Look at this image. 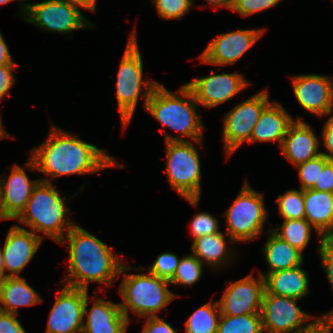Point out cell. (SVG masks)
Returning a JSON list of instances; mask_svg holds the SVG:
<instances>
[{
  "label": "cell",
  "instance_id": "1",
  "mask_svg": "<svg viewBox=\"0 0 333 333\" xmlns=\"http://www.w3.org/2000/svg\"><path fill=\"white\" fill-rule=\"evenodd\" d=\"M52 123L46 140L29 152L37 172L49 176L40 178L41 181L51 182L52 178L74 174H94L104 168H124L105 149Z\"/></svg>",
  "mask_w": 333,
  "mask_h": 333
},
{
  "label": "cell",
  "instance_id": "2",
  "mask_svg": "<svg viewBox=\"0 0 333 333\" xmlns=\"http://www.w3.org/2000/svg\"><path fill=\"white\" fill-rule=\"evenodd\" d=\"M58 244L69 249L67 275L59 285L88 290L90 282L108 287L119 278L122 255L118 257L112 247L78 224Z\"/></svg>",
  "mask_w": 333,
  "mask_h": 333
},
{
  "label": "cell",
  "instance_id": "3",
  "mask_svg": "<svg viewBox=\"0 0 333 333\" xmlns=\"http://www.w3.org/2000/svg\"><path fill=\"white\" fill-rule=\"evenodd\" d=\"M200 106L191 89L183 84L175 94L165 86L158 83L147 101L145 110L152 115L165 130L164 141H203L205 126L202 122ZM170 128L177 131L179 136H174L166 131Z\"/></svg>",
  "mask_w": 333,
  "mask_h": 333
},
{
  "label": "cell",
  "instance_id": "4",
  "mask_svg": "<svg viewBox=\"0 0 333 333\" xmlns=\"http://www.w3.org/2000/svg\"><path fill=\"white\" fill-rule=\"evenodd\" d=\"M66 198L52 182L39 180L25 208L14 220L29 227L41 239L46 236L59 243L75 224L68 215Z\"/></svg>",
  "mask_w": 333,
  "mask_h": 333
},
{
  "label": "cell",
  "instance_id": "5",
  "mask_svg": "<svg viewBox=\"0 0 333 333\" xmlns=\"http://www.w3.org/2000/svg\"><path fill=\"white\" fill-rule=\"evenodd\" d=\"M144 270L141 266L132 267L123 263L119 271V276H123L118 288L122 298L119 304L129 323L131 312L138 318L156 317L176 296L180 297L169 290L168 285L171 284L168 280L156 277L148 270L145 273ZM128 271H138L140 274Z\"/></svg>",
  "mask_w": 333,
  "mask_h": 333
},
{
  "label": "cell",
  "instance_id": "6",
  "mask_svg": "<svg viewBox=\"0 0 333 333\" xmlns=\"http://www.w3.org/2000/svg\"><path fill=\"white\" fill-rule=\"evenodd\" d=\"M135 30V31H134ZM129 35L128 43L119 64L116 87V100L123 130L129 126L135 114L138 100H143V108L154 87L159 83L152 78L144 80L142 54L139 49L137 32Z\"/></svg>",
  "mask_w": 333,
  "mask_h": 333
},
{
  "label": "cell",
  "instance_id": "7",
  "mask_svg": "<svg viewBox=\"0 0 333 333\" xmlns=\"http://www.w3.org/2000/svg\"><path fill=\"white\" fill-rule=\"evenodd\" d=\"M202 141L165 142V173L167 182L182 198L198 207L202 193V171L199 151Z\"/></svg>",
  "mask_w": 333,
  "mask_h": 333
},
{
  "label": "cell",
  "instance_id": "8",
  "mask_svg": "<svg viewBox=\"0 0 333 333\" xmlns=\"http://www.w3.org/2000/svg\"><path fill=\"white\" fill-rule=\"evenodd\" d=\"M264 195L245 181L237 198L223 213L226 233L236 242L245 243L260 238L270 213L265 207Z\"/></svg>",
  "mask_w": 333,
  "mask_h": 333
},
{
  "label": "cell",
  "instance_id": "9",
  "mask_svg": "<svg viewBox=\"0 0 333 333\" xmlns=\"http://www.w3.org/2000/svg\"><path fill=\"white\" fill-rule=\"evenodd\" d=\"M265 89L239 102L223 116L221 138L227 157L234 154L245 142H250L253 128L264 108L271 102L269 90Z\"/></svg>",
  "mask_w": 333,
  "mask_h": 333
},
{
  "label": "cell",
  "instance_id": "10",
  "mask_svg": "<svg viewBox=\"0 0 333 333\" xmlns=\"http://www.w3.org/2000/svg\"><path fill=\"white\" fill-rule=\"evenodd\" d=\"M79 8L82 7L65 0H44L32 3L23 19L45 32L67 34L71 37L72 31L95 28V24L84 16Z\"/></svg>",
  "mask_w": 333,
  "mask_h": 333
},
{
  "label": "cell",
  "instance_id": "11",
  "mask_svg": "<svg viewBox=\"0 0 333 333\" xmlns=\"http://www.w3.org/2000/svg\"><path fill=\"white\" fill-rule=\"evenodd\" d=\"M299 301L265 291L260 311L263 333H293L307 326L315 316L303 311Z\"/></svg>",
  "mask_w": 333,
  "mask_h": 333
},
{
  "label": "cell",
  "instance_id": "12",
  "mask_svg": "<svg viewBox=\"0 0 333 333\" xmlns=\"http://www.w3.org/2000/svg\"><path fill=\"white\" fill-rule=\"evenodd\" d=\"M265 29H237L221 33L208 43L199 55L201 63L227 66L237 63L264 35Z\"/></svg>",
  "mask_w": 333,
  "mask_h": 333
},
{
  "label": "cell",
  "instance_id": "13",
  "mask_svg": "<svg viewBox=\"0 0 333 333\" xmlns=\"http://www.w3.org/2000/svg\"><path fill=\"white\" fill-rule=\"evenodd\" d=\"M252 274L234 282H225L229 285L217 300L221 315L260 314L265 280L260 274L256 278Z\"/></svg>",
  "mask_w": 333,
  "mask_h": 333
},
{
  "label": "cell",
  "instance_id": "14",
  "mask_svg": "<svg viewBox=\"0 0 333 333\" xmlns=\"http://www.w3.org/2000/svg\"><path fill=\"white\" fill-rule=\"evenodd\" d=\"M199 76L185 83L193 92L196 101L205 108L217 107L233 99L238 93L250 86V82L241 73L215 74Z\"/></svg>",
  "mask_w": 333,
  "mask_h": 333
},
{
  "label": "cell",
  "instance_id": "15",
  "mask_svg": "<svg viewBox=\"0 0 333 333\" xmlns=\"http://www.w3.org/2000/svg\"><path fill=\"white\" fill-rule=\"evenodd\" d=\"M88 290L64 285L58 291L47 320L46 333H80L84 324V303Z\"/></svg>",
  "mask_w": 333,
  "mask_h": 333
},
{
  "label": "cell",
  "instance_id": "16",
  "mask_svg": "<svg viewBox=\"0 0 333 333\" xmlns=\"http://www.w3.org/2000/svg\"><path fill=\"white\" fill-rule=\"evenodd\" d=\"M25 166H8L9 175L0 176V209L5 220H14L22 212L34 186L40 180H31L24 170L37 171L35 162L30 157Z\"/></svg>",
  "mask_w": 333,
  "mask_h": 333
},
{
  "label": "cell",
  "instance_id": "17",
  "mask_svg": "<svg viewBox=\"0 0 333 333\" xmlns=\"http://www.w3.org/2000/svg\"><path fill=\"white\" fill-rule=\"evenodd\" d=\"M293 94L307 112L324 117L333 114V78L320 74L291 76Z\"/></svg>",
  "mask_w": 333,
  "mask_h": 333
},
{
  "label": "cell",
  "instance_id": "18",
  "mask_svg": "<svg viewBox=\"0 0 333 333\" xmlns=\"http://www.w3.org/2000/svg\"><path fill=\"white\" fill-rule=\"evenodd\" d=\"M42 241L39 235L19 224L10 227L2 247L4 267L9 277L20 276L36 255Z\"/></svg>",
  "mask_w": 333,
  "mask_h": 333
},
{
  "label": "cell",
  "instance_id": "19",
  "mask_svg": "<svg viewBox=\"0 0 333 333\" xmlns=\"http://www.w3.org/2000/svg\"><path fill=\"white\" fill-rule=\"evenodd\" d=\"M94 302L89 306V294L84 303V333H127L129 321L123 315L119 303L105 300L96 295L94 290Z\"/></svg>",
  "mask_w": 333,
  "mask_h": 333
},
{
  "label": "cell",
  "instance_id": "20",
  "mask_svg": "<svg viewBox=\"0 0 333 333\" xmlns=\"http://www.w3.org/2000/svg\"><path fill=\"white\" fill-rule=\"evenodd\" d=\"M320 139L302 117L294 120L282 141L280 150L293 166H297L321 155Z\"/></svg>",
  "mask_w": 333,
  "mask_h": 333
},
{
  "label": "cell",
  "instance_id": "21",
  "mask_svg": "<svg viewBox=\"0 0 333 333\" xmlns=\"http://www.w3.org/2000/svg\"><path fill=\"white\" fill-rule=\"evenodd\" d=\"M295 119L277 101H271L262 111L252 130L249 143L277 142L280 148L290 124Z\"/></svg>",
  "mask_w": 333,
  "mask_h": 333
},
{
  "label": "cell",
  "instance_id": "22",
  "mask_svg": "<svg viewBox=\"0 0 333 333\" xmlns=\"http://www.w3.org/2000/svg\"><path fill=\"white\" fill-rule=\"evenodd\" d=\"M229 243L235 245L236 242L226 232L220 231L193 240L191 251L204 265L209 267L208 269L212 268L217 271L229 266L236 256L232 248L228 246Z\"/></svg>",
  "mask_w": 333,
  "mask_h": 333
},
{
  "label": "cell",
  "instance_id": "23",
  "mask_svg": "<svg viewBox=\"0 0 333 333\" xmlns=\"http://www.w3.org/2000/svg\"><path fill=\"white\" fill-rule=\"evenodd\" d=\"M305 219L320 238H333V193L304 190Z\"/></svg>",
  "mask_w": 333,
  "mask_h": 333
},
{
  "label": "cell",
  "instance_id": "24",
  "mask_svg": "<svg viewBox=\"0 0 333 333\" xmlns=\"http://www.w3.org/2000/svg\"><path fill=\"white\" fill-rule=\"evenodd\" d=\"M265 291L269 294L301 300L310 294V280L302 265L269 273L265 278Z\"/></svg>",
  "mask_w": 333,
  "mask_h": 333
},
{
  "label": "cell",
  "instance_id": "25",
  "mask_svg": "<svg viewBox=\"0 0 333 333\" xmlns=\"http://www.w3.org/2000/svg\"><path fill=\"white\" fill-rule=\"evenodd\" d=\"M267 234V241L261 250L264 253L268 270L265 273L258 271V274L265 278L269 273L304 264V255L301 251L282 240L271 229Z\"/></svg>",
  "mask_w": 333,
  "mask_h": 333
},
{
  "label": "cell",
  "instance_id": "26",
  "mask_svg": "<svg viewBox=\"0 0 333 333\" xmlns=\"http://www.w3.org/2000/svg\"><path fill=\"white\" fill-rule=\"evenodd\" d=\"M43 300L21 276L0 280V311L19 315V307L40 304Z\"/></svg>",
  "mask_w": 333,
  "mask_h": 333
},
{
  "label": "cell",
  "instance_id": "27",
  "mask_svg": "<svg viewBox=\"0 0 333 333\" xmlns=\"http://www.w3.org/2000/svg\"><path fill=\"white\" fill-rule=\"evenodd\" d=\"M221 313L216 301L197 308L185 321V333H217Z\"/></svg>",
  "mask_w": 333,
  "mask_h": 333
},
{
  "label": "cell",
  "instance_id": "28",
  "mask_svg": "<svg viewBox=\"0 0 333 333\" xmlns=\"http://www.w3.org/2000/svg\"><path fill=\"white\" fill-rule=\"evenodd\" d=\"M315 228L306 219L283 220L281 226L271 230L282 240L302 253L311 240V232Z\"/></svg>",
  "mask_w": 333,
  "mask_h": 333
},
{
  "label": "cell",
  "instance_id": "29",
  "mask_svg": "<svg viewBox=\"0 0 333 333\" xmlns=\"http://www.w3.org/2000/svg\"><path fill=\"white\" fill-rule=\"evenodd\" d=\"M217 333H263L261 315H221Z\"/></svg>",
  "mask_w": 333,
  "mask_h": 333
},
{
  "label": "cell",
  "instance_id": "30",
  "mask_svg": "<svg viewBox=\"0 0 333 333\" xmlns=\"http://www.w3.org/2000/svg\"><path fill=\"white\" fill-rule=\"evenodd\" d=\"M204 267H206L192 253L181 257L173 278L169 281L173 285H182L192 287L203 276Z\"/></svg>",
  "mask_w": 333,
  "mask_h": 333
},
{
  "label": "cell",
  "instance_id": "31",
  "mask_svg": "<svg viewBox=\"0 0 333 333\" xmlns=\"http://www.w3.org/2000/svg\"><path fill=\"white\" fill-rule=\"evenodd\" d=\"M278 212L283 220L305 219L304 190L289 189L276 198Z\"/></svg>",
  "mask_w": 333,
  "mask_h": 333
},
{
  "label": "cell",
  "instance_id": "32",
  "mask_svg": "<svg viewBox=\"0 0 333 333\" xmlns=\"http://www.w3.org/2000/svg\"><path fill=\"white\" fill-rule=\"evenodd\" d=\"M329 161L324 155H319L314 159L297 165L295 168L298 170V176L301 181L299 188L302 190L312 189L318 182L319 168H324Z\"/></svg>",
  "mask_w": 333,
  "mask_h": 333
},
{
  "label": "cell",
  "instance_id": "33",
  "mask_svg": "<svg viewBox=\"0 0 333 333\" xmlns=\"http://www.w3.org/2000/svg\"><path fill=\"white\" fill-rule=\"evenodd\" d=\"M151 2L158 16L165 20H179L193 7L190 0H152Z\"/></svg>",
  "mask_w": 333,
  "mask_h": 333
},
{
  "label": "cell",
  "instance_id": "34",
  "mask_svg": "<svg viewBox=\"0 0 333 333\" xmlns=\"http://www.w3.org/2000/svg\"><path fill=\"white\" fill-rule=\"evenodd\" d=\"M190 233L193 240L220 232L219 220L208 212H198L193 215L190 224Z\"/></svg>",
  "mask_w": 333,
  "mask_h": 333
},
{
  "label": "cell",
  "instance_id": "35",
  "mask_svg": "<svg viewBox=\"0 0 333 333\" xmlns=\"http://www.w3.org/2000/svg\"><path fill=\"white\" fill-rule=\"evenodd\" d=\"M180 259L181 257H177L171 251L161 253L148 267V271L156 277L170 281L176 272Z\"/></svg>",
  "mask_w": 333,
  "mask_h": 333
},
{
  "label": "cell",
  "instance_id": "36",
  "mask_svg": "<svg viewBox=\"0 0 333 333\" xmlns=\"http://www.w3.org/2000/svg\"><path fill=\"white\" fill-rule=\"evenodd\" d=\"M317 247L321 266L333 290V238H319ZM322 315L333 317V309Z\"/></svg>",
  "mask_w": 333,
  "mask_h": 333
},
{
  "label": "cell",
  "instance_id": "37",
  "mask_svg": "<svg viewBox=\"0 0 333 333\" xmlns=\"http://www.w3.org/2000/svg\"><path fill=\"white\" fill-rule=\"evenodd\" d=\"M282 0H233L231 10L242 17H248L260 11L277 6Z\"/></svg>",
  "mask_w": 333,
  "mask_h": 333
},
{
  "label": "cell",
  "instance_id": "38",
  "mask_svg": "<svg viewBox=\"0 0 333 333\" xmlns=\"http://www.w3.org/2000/svg\"><path fill=\"white\" fill-rule=\"evenodd\" d=\"M333 329V317L320 315L318 318L309 322V324L301 329H297L293 333H331Z\"/></svg>",
  "mask_w": 333,
  "mask_h": 333
},
{
  "label": "cell",
  "instance_id": "39",
  "mask_svg": "<svg viewBox=\"0 0 333 333\" xmlns=\"http://www.w3.org/2000/svg\"><path fill=\"white\" fill-rule=\"evenodd\" d=\"M144 321L141 333H178V330H180L173 328L170 323L160 316L145 317Z\"/></svg>",
  "mask_w": 333,
  "mask_h": 333
},
{
  "label": "cell",
  "instance_id": "40",
  "mask_svg": "<svg viewBox=\"0 0 333 333\" xmlns=\"http://www.w3.org/2000/svg\"><path fill=\"white\" fill-rule=\"evenodd\" d=\"M14 70H17L16 65L0 66V101L4 99L5 95L10 96L9 92L16 81Z\"/></svg>",
  "mask_w": 333,
  "mask_h": 333
},
{
  "label": "cell",
  "instance_id": "41",
  "mask_svg": "<svg viewBox=\"0 0 333 333\" xmlns=\"http://www.w3.org/2000/svg\"><path fill=\"white\" fill-rule=\"evenodd\" d=\"M312 189L333 193V160H330L324 168H319L318 182Z\"/></svg>",
  "mask_w": 333,
  "mask_h": 333
},
{
  "label": "cell",
  "instance_id": "42",
  "mask_svg": "<svg viewBox=\"0 0 333 333\" xmlns=\"http://www.w3.org/2000/svg\"><path fill=\"white\" fill-rule=\"evenodd\" d=\"M17 314L0 311V333H27Z\"/></svg>",
  "mask_w": 333,
  "mask_h": 333
},
{
  "label": "cell",
  "instance_id": "43",
  "mask_svg": "<svg viewBox=\"0 0 333 333\" xmlns=\"http://www.w3.org/2000/svg\"><path fill=\"white\" fill-rule=\"evenodd\" d=\"M322 142L326 152L320 151L327 159L333 160V114H330L322 127Z\"/></svg>",
  "mask_w": 333,
  "mask_h": 333
},
{
  "label": "cell",
  "instance_id": "44",
  "mask_svg": "<svg viewBox=\"0 0 333 333\" xmlns=\"http://www.w3.org/2000/svg\"><path fill=\"white\" fill-rule=\"evenodd\" d=\"M16 61L11 57L8 45L0 31V66L2 65H16Z\"/></svg>",
  "mask_w": 333,
  "mask_h": 333
},
{
  "label": "cell",
  "instance_id": "45",
  "mask_svg": "<svg viewBox=\"0 0 333 333\" xmlns=\"http://www.w3.org/2000/svg\"><path fill=\"white\" fill-rule=\"evenodd\" d=\"M205 1V0H204ZM208 2V4H206V6H211V8L215 9V8H226L231 10L232 5H233V0H206ZM192 6H194V2L193 0H190Z\"/></svg>",
  "mask_w": 333,
  "mask_h": 333
},
{
  "label": "cell",
  "instance_id": "46",
  "mask_svg": "<svg viewBox=\"0 0 333 333\" xmlns=\"http://www.w3.org/2000/svg\"><path fill=\"white\" fill-rule=\"evenodd\" d=\"M67 2H71L74 4L79 5L83 9L90 10L91 12H96V5H97V0H65Z\"/></svg>",
  "mask_w": 333,
  "mask_h": 333
},
{
  "label": "cell",
  "instance_id": "47",
  "mask_svg": "<svg viewBox=\"0 0 333 333\" xmlns=\"http://www.w3.org/2000/svg\"><path fill=\"white\" fill-rule=\"evenodd\" d=\"M16 1H18V3L20 2L19 6H21L20 9L22 10V11L20 10V12H19V14L21 13L20 17L24 18V14L32 7V3L25 2V1H29V0H16Z\"/></svg>",
  "mask_w": 333,
  "mask_h": 333
},
{
  "label": "cell",
  "instance_id": "48",
  "mask_svg": "<svg viewBox=\"0 0 333 333\" xmlns=\"http://www.w3.org/2000/svg\"><path fill=\"white\" fill-rule=\"evenodd\" d=\"M8 277V273H6L4 262H3V252L2 248L0 247V280L5 279Z\"/></svg>",
  "mask_w": 333,
  "mask_h": 333
},
{
  "label": "cell",
  "instance_id": "49",
  "mask_svg": "<svg viewBox=\"0 0 333 333\" xmlns=\"http://www.w3.org/2000/svg\"><path fill=\"white\" fill-rule=\"evenodd\" d=\"M1 112H0V140H3L4 138H12L9 134V132L6 131V129L4 128L3 124H2V120H1Z\"/></svg>",
  "mask_w": 333,
  "mask_h": 333
},
{
  "label": "cell",
  "instance_id": "50",
  "mask_svg": "<svg viewBox=\"0 0 333 333\" xmlns=\"http://www.w3.org/2000/svg\"><path fill=\"white\" fill-rule=\"evenodd\" d=\"M11 1H14V0H0V5L3 6L5 4H8Z\"/></svg>",
  "mask_w": 333,
  "mask_h": 333
},
{
  "label": "cell",
  "instance_id": "51",
  "mask_svg": "<svg viewBox=\"0 0 333 333\" xmlns=\"http://www.w3.org/2000/svg\"><path fill=\"white\" fill-rule=\"evenodd\" d=\"M3 220H5V219L3 218L2 212H1V209H0V221H3Z\"/></svg>",
  "mask_w": 333,
  "mask_h": 333
}]
</instances>
